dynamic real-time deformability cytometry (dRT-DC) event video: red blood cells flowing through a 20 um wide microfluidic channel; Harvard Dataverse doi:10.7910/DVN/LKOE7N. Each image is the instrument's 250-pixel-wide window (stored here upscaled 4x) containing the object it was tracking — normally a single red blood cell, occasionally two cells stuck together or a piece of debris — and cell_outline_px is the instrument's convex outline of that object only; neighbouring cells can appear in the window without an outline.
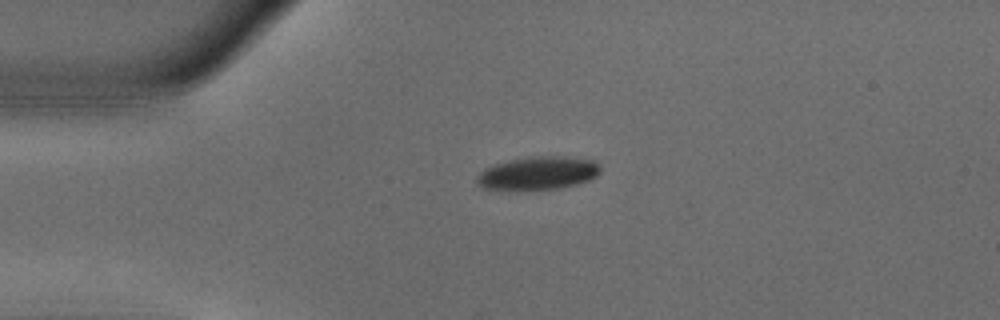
{"species": "common noctule bat (a hibernating species)", "species_latin": "Nyctalus noctula", "temperature_condition": "warm", "stored_images_in_passage": 42, "camera_frame_rate_fps": 3000, "um_per_image_px": 0.085, "animal": {"sex": "male", "body_mass_g": 18.8}, "frame": {"image": 1, "passage_image": 1, "time_ms": 0.0, "image_size_px": [1000, 320], "cell_outline_px": [[600, 172], [592, 180], [560, 188], [516, 192], [484, 188], [476, 184], [476, 176], [484, 168], [496, 164], [528, 156], [564, 156], [596, 160], [600, 164]], "centroid_in_image_um": [45.73, 14.75], "position_along_channel_um": 39.3, "area_um2": 24.68}}
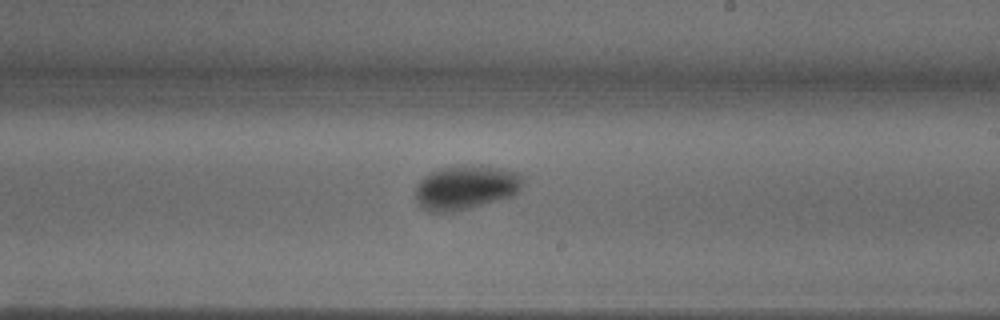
{"frame": {"image": 2, "passage_image": 20, "time_ms": 6.333, "image_size_px": [1000, 320], "cell_outline_px": [[524, 184], [512, 196], [468, 208], [452, 212], [432, 212], [424, 208], [416, 200], [416, 184], [428, 172], [440, 168], [480, 164], [520, 172], [524, 176]], "centroid_in_image_um": [39.62, 15.9], "position_along_channel_um": 249.4, "area_um2": 27.8}}
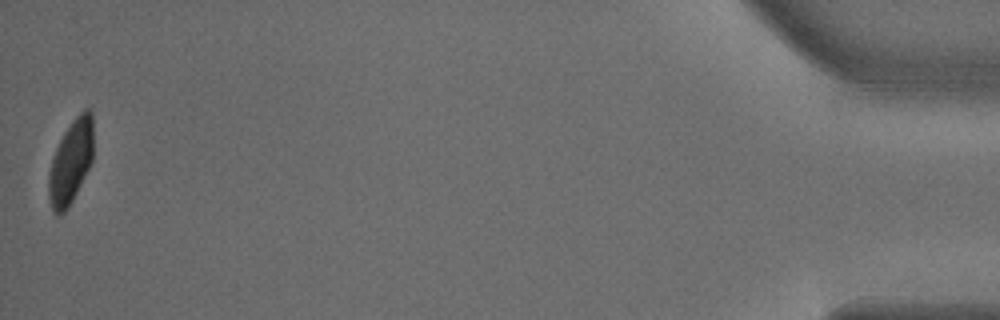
{"frame": {"image": 3, "passage_image": 42, "time_ms": 13.667, "image_size_px": [1000, 320], "cell_outline_px": [[92, 160], [68, 208], [60, 216], [56, 216], [52, 212], [48, 196], [48, 172], [52, 156], [64, 132], [72, 120], [84, 108], [88, 108], [92, 112]], "centroid_in_image_um": [5.98, 13.78], "position_along_channel_um": 429.2, "area_um2": 21.79}, "authors_computed_cell_mechanics": {"area_um2": 25.0852, "velocity_mm_per_s": 3.7432, "shape_relaxation_time_tau1_ms": 2.9309, "shape_relaxation_time_tau2_ms": 5.2697, "deformation_change_tau1": 0.1395, "deformation_change_tau2": 0.0566}}